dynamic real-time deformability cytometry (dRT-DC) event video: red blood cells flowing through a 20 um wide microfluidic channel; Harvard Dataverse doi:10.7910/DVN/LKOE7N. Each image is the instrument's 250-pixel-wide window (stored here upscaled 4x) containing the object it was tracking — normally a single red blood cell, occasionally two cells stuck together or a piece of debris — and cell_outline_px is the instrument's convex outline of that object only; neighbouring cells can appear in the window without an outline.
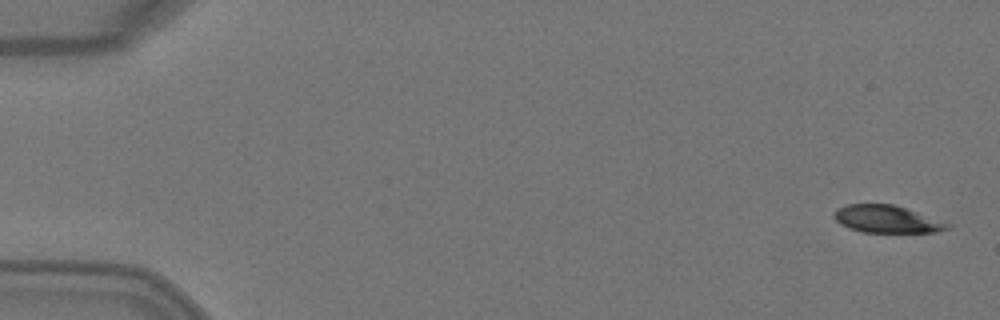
{"species": "Egyptian fruit bat (a non-hibernating species)", "species_latin": "Rousettus aegyptiacus", "temperature_condition": "warm", "stored_images_in_passage": 3, "camera_frame_rate_fps": 3000, "um_per_image_px": 0.085, "animal": {"sex": "female"}, "frame": {"image": 1, "passage_image": 1, "time_ms": 0.0, "image_size_px": [1000, 320], "cell_outline_px": [[952, 224], [948, 228], [936, 232], [864, 232], [848, 228], [840, 224], [832, 216], [832, 212], [836, 208], [848, 204], [892, 204]], "centroid_in_image_um": [75.31, 18.62], "position_along_channel_um": 9.7, "area_um2": 17.98}}
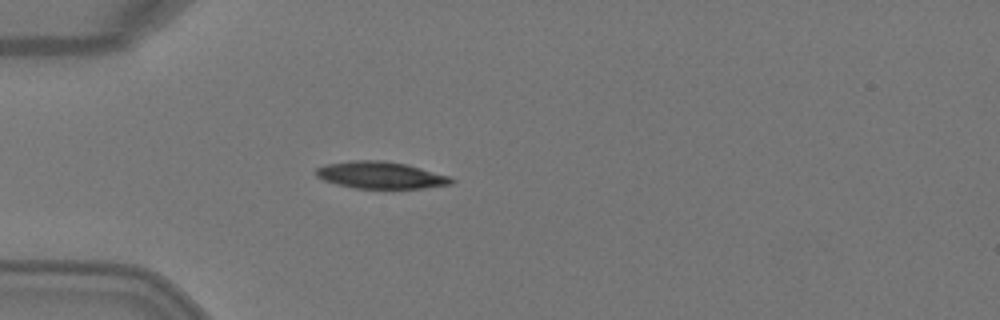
{"frame": {"image": 2, "passage_image": 3, "time_ms": 0.667, "image_size_px": [1000, 320], "cell_outline_px": [[456, 180], [452, 184], [424, 188], [352, 188], [336, 184], [324, 180], [316, 176], [316, 168], [328, 164], [352, 160], [384, 160], [408, 164], [452, 176]], "centroid_in_image_um": [32.42, 14.88], "position_along_channel_um": 52.6, "area_um2": 21.5}}